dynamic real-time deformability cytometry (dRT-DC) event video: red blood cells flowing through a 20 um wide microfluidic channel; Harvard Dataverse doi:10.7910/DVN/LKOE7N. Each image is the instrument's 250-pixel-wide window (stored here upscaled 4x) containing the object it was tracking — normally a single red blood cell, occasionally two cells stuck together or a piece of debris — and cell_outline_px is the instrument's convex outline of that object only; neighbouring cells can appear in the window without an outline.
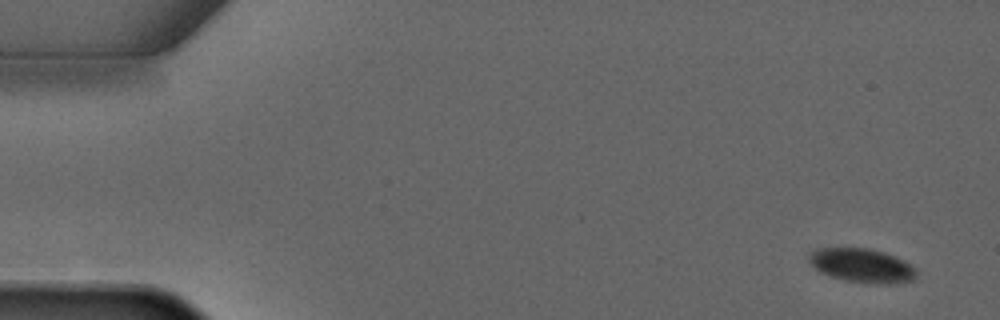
{"species": "common noctule bat (a hibernating species)", "species_latin": "Nyctalus noctula", "temperature_condition": "warm", "stored_images_in_passage": 4, "camera_frame_rate_fps": 3000, "um_per_image_px": 0.085, "animal": {"sex": "male", "forearm_length_mm": 52.5}, "frame": {"image": 1, "passage_image": 1, "time_ms": 0.0, "image_size_px": [1000, 320], "cell_outline_px": [[916, 280], [896, 284], [876, 284], [844, 280], [820, 272], [808, 260], [808, 252], [816, 248], [872, 248], [896, 256], [904, 260], [916, 268]], "centroid_in_image_um": [73.3, 22.57], "position_along_channel_um": 11.7, "area_um2": 21.62}}
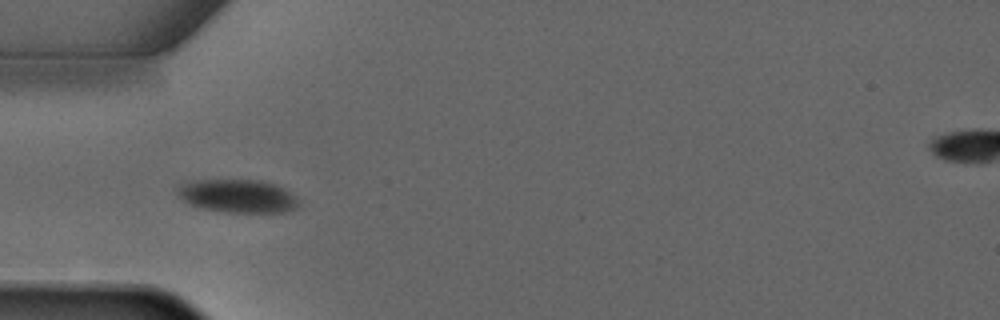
{"frame": {"image": 2, "passage_image": 4, "time_ms": 4.0, "image_size_px": [1000, 320], "cell_outline_px": [[300, 204], [296, 208], [284, 212], [228, 212], [204, 208], [188, 204], [176, 192], [180, 184], [192, 180], [264, 180], [276, 184], [284, 188], [296, 196], [300, 200]], "centroid_in_image_um": [20.25, 16.65], "position_along_channel_um": 64.8, "area_um2": 23.58}}